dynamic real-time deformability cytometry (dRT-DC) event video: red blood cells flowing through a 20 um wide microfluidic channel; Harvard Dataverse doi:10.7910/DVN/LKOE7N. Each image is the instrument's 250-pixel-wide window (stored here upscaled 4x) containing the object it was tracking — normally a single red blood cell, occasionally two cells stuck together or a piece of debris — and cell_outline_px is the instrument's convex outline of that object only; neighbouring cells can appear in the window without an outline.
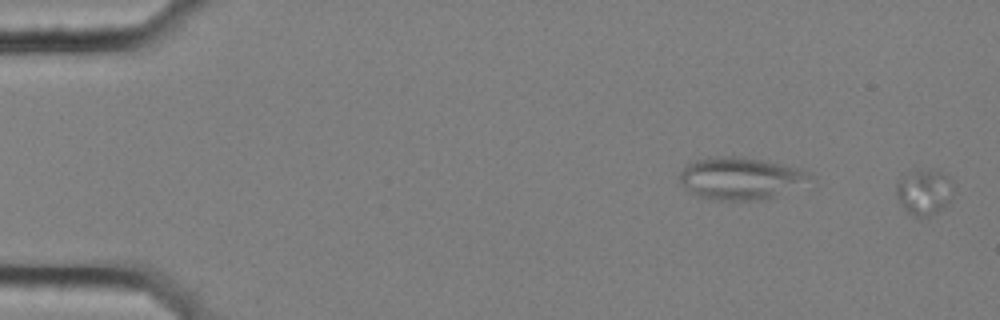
{"species": "common noctule bat (a hibernating species)", "species_latin": "Nyctalus noctula", "temperature_condition": "cold", "stored_images_in_passage": 26, "camera_frame_rate_fps": 3000, "um_per_image_px": 0.085, "animal": {"sex": "female", "body_mass_g": 25.1}, "frame": {"image": 1, "passage_image": 1, "time_ms": 0.0, "image_size_px": [1000, 320], "cell_outline_px": [[948, 204], [944, 208], [928, 216], [916, 216], [908, 212], [904, 208], [896, 196], [896, 184], [908, 172], [932, 168], [948, 176]], "centroid_in_image_um": [78.48, 16.31], "position_along_channel_um": 6.5, "area_um2": 14.51}}